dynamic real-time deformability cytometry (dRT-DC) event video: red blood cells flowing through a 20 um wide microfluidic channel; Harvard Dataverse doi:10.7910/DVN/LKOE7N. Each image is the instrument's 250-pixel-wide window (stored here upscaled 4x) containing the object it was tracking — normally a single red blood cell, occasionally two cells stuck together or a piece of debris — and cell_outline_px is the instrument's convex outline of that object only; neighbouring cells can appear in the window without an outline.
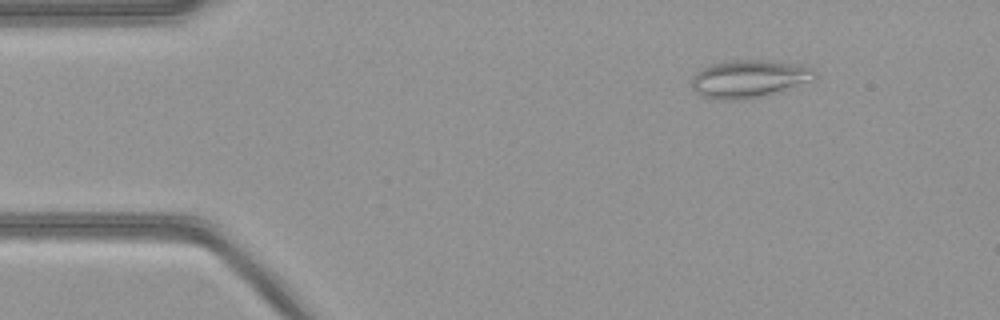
{"species": "common noctule bat (a hibernating species)", "species_latin": "Nyctalus noctula", "temperature_condition": "warm", "stored_images_in_passage": 53, "camera_frame_rate_fps": 3000, "um_per_image_px": 0.085, "animal": {"sex": "female", "body_mass_g": 21.9}, "frame": {"image": 1, "passage_image": 7, "time_ms": 2.0, "image_size_px": [1000, 320], "cell_outline_px": [[816, 80], [760, 96], [744, 100], [720, 100], [700, 96], [692, 88], [692, 76], [696, 72], [712, 64], [736, 60], [772, 60], [800, 64], [812, 68], [816, 72]], "centroid_in_image_um": [63.68, 6.69], "position_along_channel_um": 21.3, "area_um2": 27.11}}
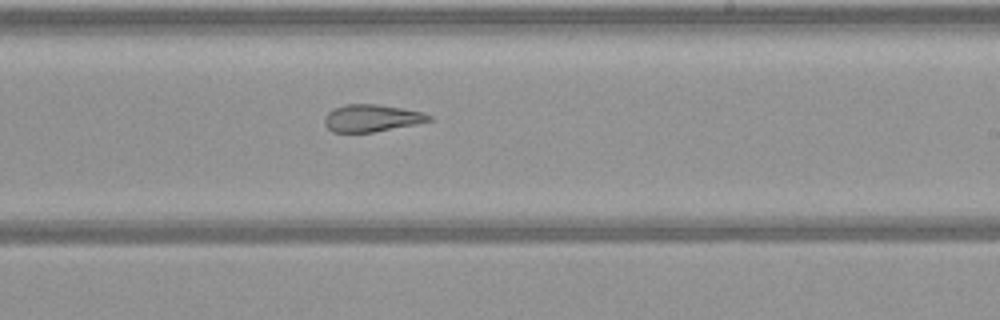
{"frame": {"image": 2, "passage_image": 31, "time_ms": 10.0, "image_size_px": [1000, 320], "cell_outline_px": [[432, 120], [420, 124], [372, 132], [332, 132], [324, 124], [324, 116], [328, 112], [336, 108], [348, 104], [380, 104], [424, 112], [432, 116]], "centroid_in_image_um": [31.63, 10.04], "position_along_channel_um": 257.4, "area_um2": 16.7}}
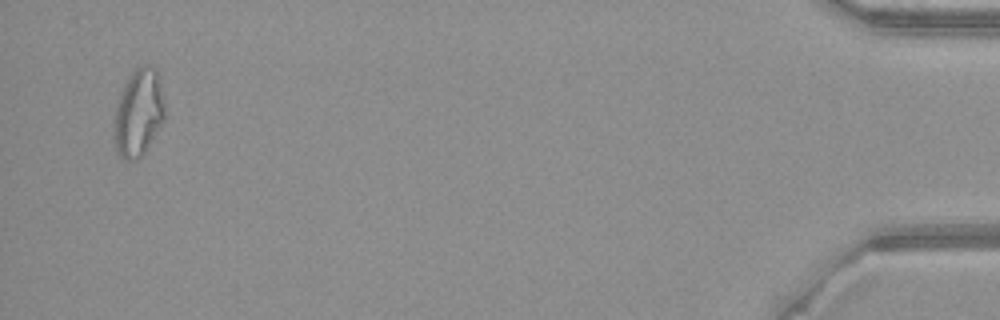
{"frame": {"image": 3, "passage_image": 51, "time_ms": 16.667, "image_size_px": [1000, 320], "cell_outline_px": [[164, 120], [144, 152], [136, 160], [124, 160], [120, 156], [116, 148], [112, 136], [116, 104], [124, 84], [128, 76], [140, 64], [152, 64], [156, 68], [160, 76], [164, 104]], "centroid_in_image_um": [11.76, 9.54], "position_along_channel_um": 423.4, "area_um2": 26.18}}